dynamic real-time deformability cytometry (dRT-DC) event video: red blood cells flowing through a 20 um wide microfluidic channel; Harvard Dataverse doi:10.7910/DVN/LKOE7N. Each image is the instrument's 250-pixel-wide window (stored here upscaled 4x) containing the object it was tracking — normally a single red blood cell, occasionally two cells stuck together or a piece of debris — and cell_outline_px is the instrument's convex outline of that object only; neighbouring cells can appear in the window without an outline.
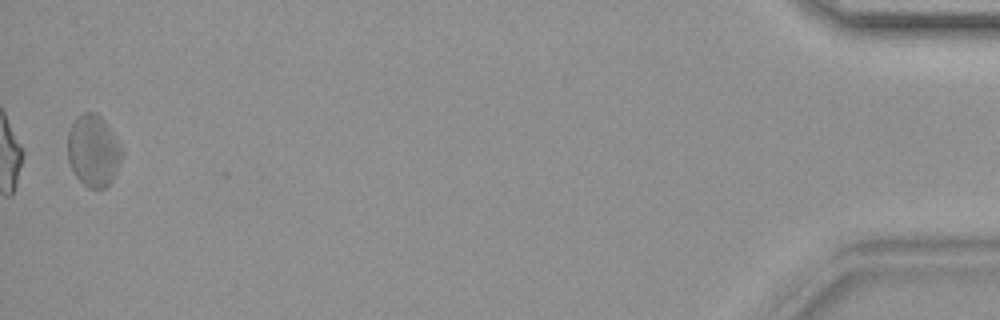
{"species": "common noctule bat (a hibernating species)", "species_latin": "Nyctalus noctula", "temperature_condition": "warm", "stored_images_in_passage": 36, "camera_frame_rate_fps": 3000, "um_per_image_px": 0.085, "animal": {"sex": "female", "body_mass_g": 19.9}, "frame": {"image": 1, "passage_image": 36, "time_ms": 11.667, "image_size_px": [1000, 320], "cell_outline_px": [[124, 152], [116, 172], [112, 180], [104, 188], [88, 188], [76, 176], [68, 160], [68, 132], [76, 116], [84, 112], [96, 112], [108, 124]], "centroid_in_image_um": [7.94, 12.79], "position_along_channel_um": 427.3, "area_um2": 22.66}}